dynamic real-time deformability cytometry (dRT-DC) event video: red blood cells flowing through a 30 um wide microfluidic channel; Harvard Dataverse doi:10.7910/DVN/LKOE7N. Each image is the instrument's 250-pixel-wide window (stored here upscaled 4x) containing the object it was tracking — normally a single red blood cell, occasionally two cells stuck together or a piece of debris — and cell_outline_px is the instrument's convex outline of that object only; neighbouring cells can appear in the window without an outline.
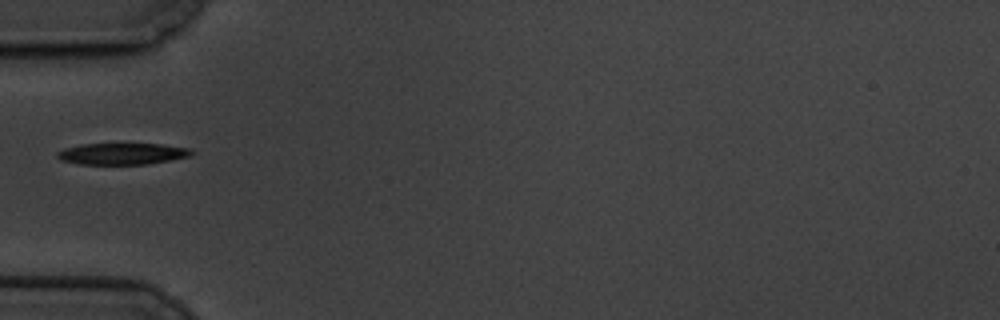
{"species": "common noctule bat (a hibernating species)", "species_latin": "Nyctalus noctula", "temperature_condition": "cold", "stored_images_in_passage": 42, "camera_frame_rate_fps": 3000, "um_per_image_px": 0.085, "animal": {"sex": "male", "body_mass_g": 19.5, "forearm_length_mm": 54.6}, "frame": {"image": 1, "passage_image": 1, "time_ms": 0.0, "image_size_px": [1000, 320], "cell_outline_px": [[196, 152], [192, 156], [172, 160], [148, 164], [80, 164], [60, 160], [56, 156], [56, 152], [64, 148], [80, 144], [160, 144], [192, 148]], "centroid_in_image_um": [10.44, 13.07], "position_along_channel_um": 74.6, "area_um2": 17.05}}
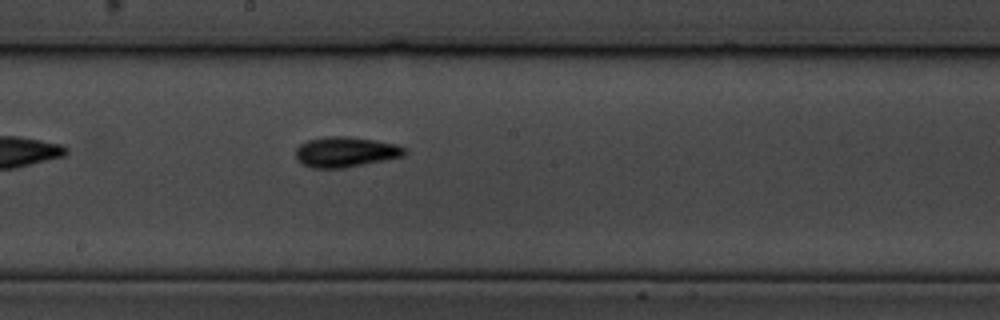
{"frame": {"image": 2, "passage_image": 14, "time_ms": 4.333, "image_size_px": [1000, 320], "cell_outline_px": [[408, 152], [404, 156], [344, 168], [312, 168], [296, 160], [296, 148], [300, 144], [308, 140], [328, 136], [348, 136], [376, 140], [396, 144], [408, 148]], "centroid_in_image_um": [29.4, 12.91], "position_along_channel_um": 218.8, "area_um2": 19.36}}
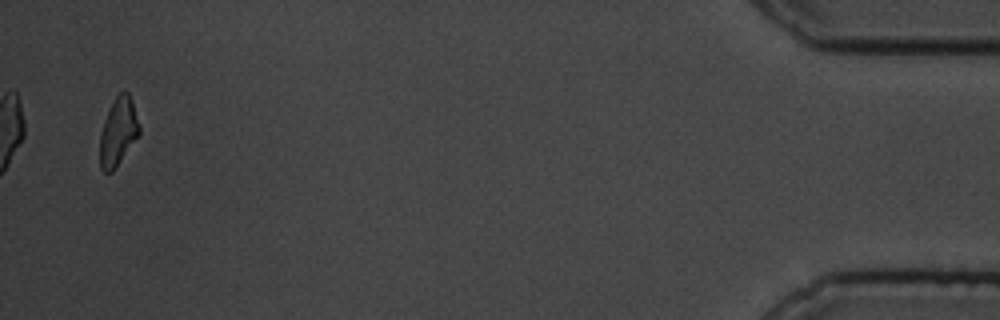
{"frame": {"image": 3, "passage_image": 40, "time_ms": 13.0, "image_size_px": [1000, 320], "cell_outline_px": [[140, 132], [112, 172], [104, 172], [100, 168], [100, 132], [104, 120], [116, 96], [124, 88], [128, 92], [132, 100], [140, 128]], "centroid_in_image_um": [10.03, 11.17], "position_along_channel_um": 425.2, "area_um2": 15.32}}